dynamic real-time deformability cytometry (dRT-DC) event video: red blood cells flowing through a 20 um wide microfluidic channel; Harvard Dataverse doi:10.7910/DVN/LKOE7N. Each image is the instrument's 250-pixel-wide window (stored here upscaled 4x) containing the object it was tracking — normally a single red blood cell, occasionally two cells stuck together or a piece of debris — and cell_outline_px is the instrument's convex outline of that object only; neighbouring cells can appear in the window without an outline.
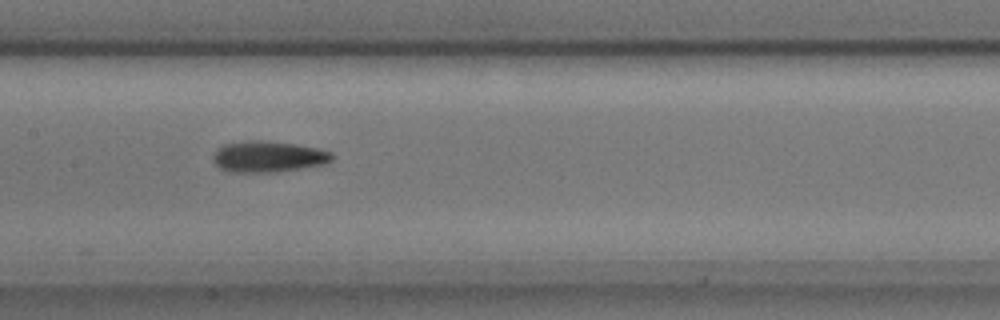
{"species": "common noctule bat (a hibernating species)", "species_latin": "Nyctalus noctula", "temperature_condition": "cold", "stored_images_in_passage": 6, "camera_frame_rate_fps": 3000, "um_per_image_px": 0.085, "animal": {"sex": "male", "body_mass_g": 17.9, "forearm_length_mm": 54.2}, "frame": {"image": 1, "passage_image": 4, "time_ms": 1.0, "image_size_px": [1000, 320], "cell_outline_px": [[332, 160], [324, 164], [276, 172], [232, 172], [220, 168], [212, 160], [212, 156], [216, 148], [224, 144], [248, 140], [264, 140], [296, 144], [316, 148], [332, 152]], "centroid_in_image_um": [22.75, 13.3], "position_along_channel_um": 184.6, "area_um2": 21.62}}
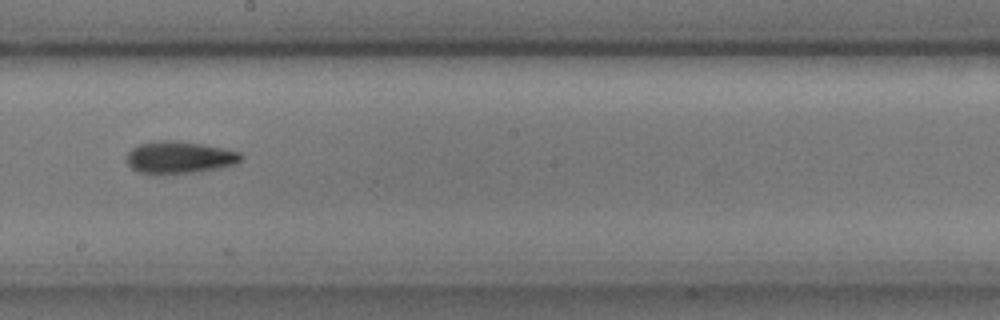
{"frame": {"image": 2, "passage_image": 5, "time_ms": 1.333, "image_size_px": [1000, 320], "cell_outline_px": [[244, 156], [236, 164], [196, 172], [140, 172], [132, 168], [128, 164], [128, 152], [132, 148], [140, 144], [156, 140], [176, 140], [200, 144], [240, 152]], "centroid_in_image_um": [15.27, 13.34], "position_along_channel_um": 232.9, "area_um2": 20.75}}
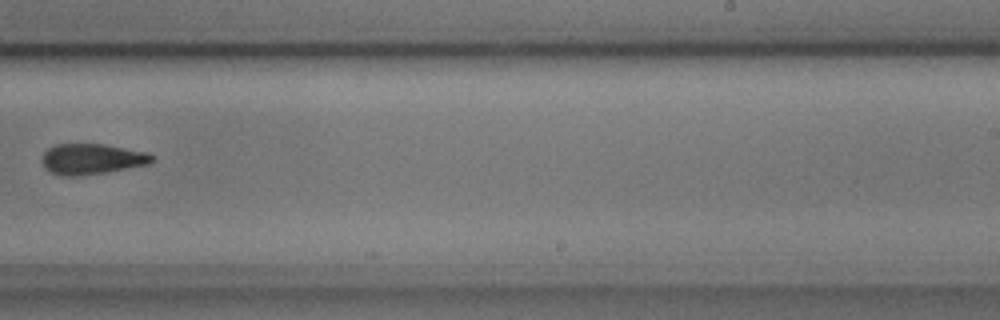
{"frame": {"image": 3, "passage_image": 6, "time_ms": 1.667, "image_size_px": [1000, 320], "cell_outline_px": [[156, 160], [152, 164], [108, 172], [80, 176], [60, 176], [44, 168], [44, 152], [48, 148], [56, 144], [104, 144], [148, 152], [156, 156]], "centroid_in_image_um": [7.9, 13.52], "position_along_channel_um": 281.1, "area_um2": 19.94}}